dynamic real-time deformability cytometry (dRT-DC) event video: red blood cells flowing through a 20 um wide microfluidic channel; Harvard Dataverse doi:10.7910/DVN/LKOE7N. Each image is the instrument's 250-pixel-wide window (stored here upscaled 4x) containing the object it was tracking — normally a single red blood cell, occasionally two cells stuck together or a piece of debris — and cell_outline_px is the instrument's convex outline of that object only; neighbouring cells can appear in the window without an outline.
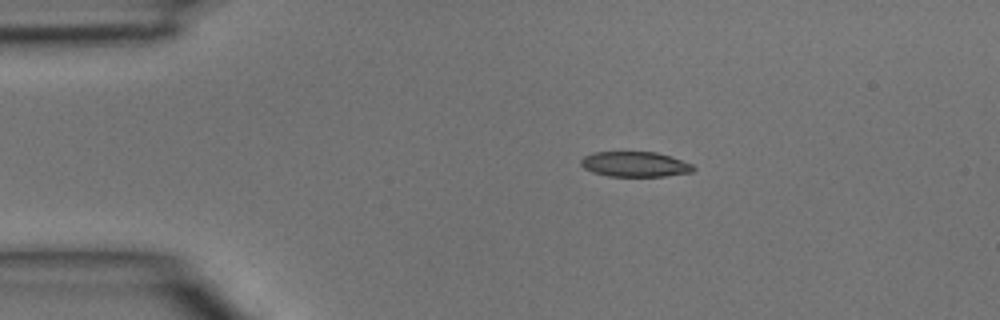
{"species": "common noctule bat (a hibernating species)", "species_latin": "Nyctalus noctula", "temperature_condition": "room temperature", "stored_images_in_passage": 3, "camera_frame_rate_fps": 3000, "um_per_image_px": 0.085, "animal": {"sex": "male", "body_mass_g": 15.6}, "frame": {"image": 1, "passage_image": 2, "time_ms": 0.333, "image_size_px": [1000, 320], "cell_outline_px": [[696, 168], [692, 172], [664, 176], [608, 176], [592, 172], [584, 168], [580, 164], [580, 160], [584, 156], [592, 152], [656, 152], [692, 164]], "centroid_in_image_um": [53.93, 13.96], "position_along_channel_um": 31.1, "area_um2": 16.42}}